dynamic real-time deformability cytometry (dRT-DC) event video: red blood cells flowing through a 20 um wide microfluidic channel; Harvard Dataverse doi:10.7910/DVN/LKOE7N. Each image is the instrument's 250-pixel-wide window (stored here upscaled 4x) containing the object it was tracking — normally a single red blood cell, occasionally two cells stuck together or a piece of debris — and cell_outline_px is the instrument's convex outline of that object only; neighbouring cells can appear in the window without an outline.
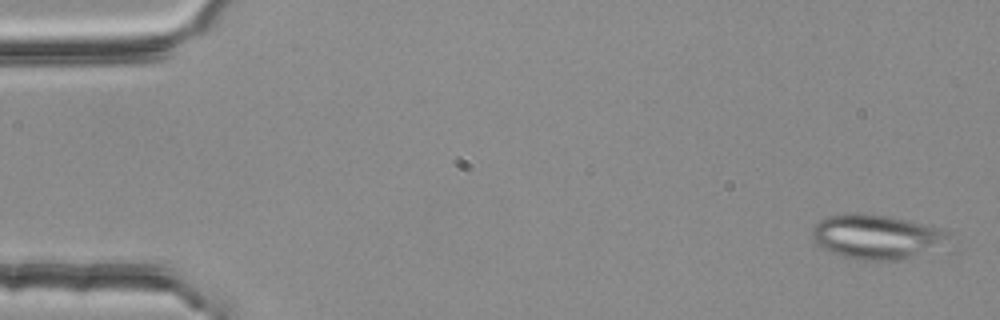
{"species": "common noctule bat (a hibernating species)", "species_latin": "Nyctalus noctula", "temperature_condition": "room temperature", "stored_images_in_passage": 4, "camera_frame_rate_fps": 3000, "um_per_image_px": 0.085, "animal": {"sex": "female", "body_mass_g": 25.1}, "frame": {"image": 1, "passage_image": 1, "time_ms": 0.0, "image_size_px": [1000, 320], "cell_outline_px": [[952, 232], [912, 256], [892, 260], [856, 260], [832, 252], [816, 244], [812, 236], [812, 228], [820, 220], [828, 216], [852, 212], [892, 216], [924, 224]], "centroid_in_image_um": [74.31, 20.08], "position_along_channel_um": 10.7, "area_um2": 33.93}}